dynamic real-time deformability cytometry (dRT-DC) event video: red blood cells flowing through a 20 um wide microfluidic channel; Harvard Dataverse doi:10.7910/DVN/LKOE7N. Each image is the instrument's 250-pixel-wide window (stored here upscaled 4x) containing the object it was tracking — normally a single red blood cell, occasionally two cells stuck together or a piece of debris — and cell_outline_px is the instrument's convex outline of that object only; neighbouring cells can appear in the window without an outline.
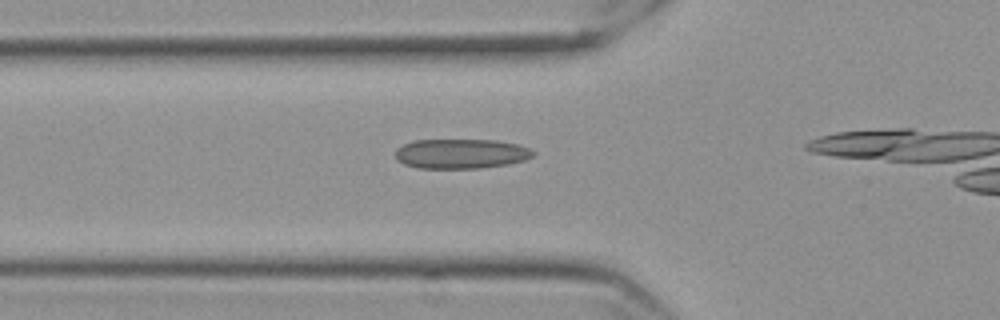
{"species": "Egyptian fruit bat (a non-hibernating species)", "species_latin": "Rousettus aegyptiacus", "temperature_condition": "cold", "stored_images_in_passage": 20, "camera_frame_rate_fps": 3000, "um_per_image_px": 0.085, "frame": {"image": 1, "passage_image": 15, "time_ms": 4.667, "image_size_px": [1000, 320], "cell_outline_px": [[536, 152], [532, 156], [524, 160], [508, 164], [480, 168], [416, 168], [404, 164], [396, 160], [396, 148], [404, 144], [416, 140], [496, 140], [516, 144], [528, 148]], "centroid_in_image_um": [39.16, 13.07], "position_along_channel_um": 86.6, "area_um2": 23.81}}